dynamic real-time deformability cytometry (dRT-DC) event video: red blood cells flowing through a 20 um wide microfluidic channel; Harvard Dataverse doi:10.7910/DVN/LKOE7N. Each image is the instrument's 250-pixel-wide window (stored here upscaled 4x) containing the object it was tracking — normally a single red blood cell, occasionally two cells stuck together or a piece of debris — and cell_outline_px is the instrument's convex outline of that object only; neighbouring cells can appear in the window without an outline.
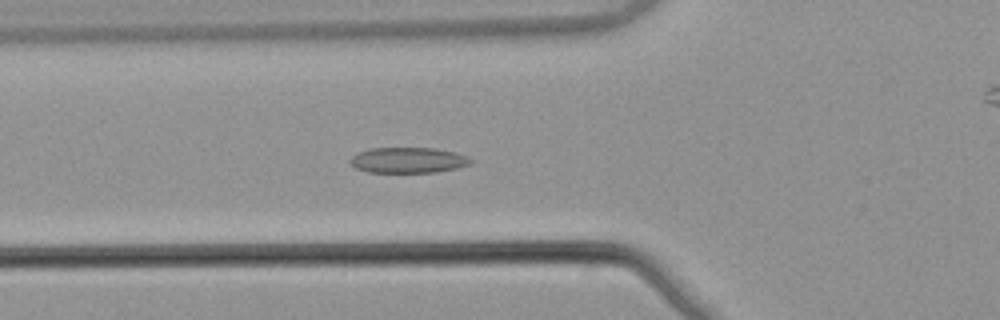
{"species": "common noctule bat (a hibernating species)", "species_latin": "Nyctalus noctula", "temperature_condition": "warm", "stored_images_in_passage": 37, "camera_frame_rate_fps": 3000, "um_per_image_px": 0.085, "animal": {"sex": "male", "body_mass_g": 21.5, "forearm_length_mm": 52.0}, "frame": {"image": 1, "passage_image": 10, "time_ms": 3.0, "image_size_px": [1000, 320], "cell_outline_px": [[472, 164], [456, 168], [436, 172], [368, 172], [356, 168], [348, 160], [356, 152], [368, 148], [436, 148], [456, 152], [468, 156], [472, 160]], "centroid_in_image_um": [34.69, 13.6], "position_along_channel_um": 91.1, "area_um2": 18.15}}
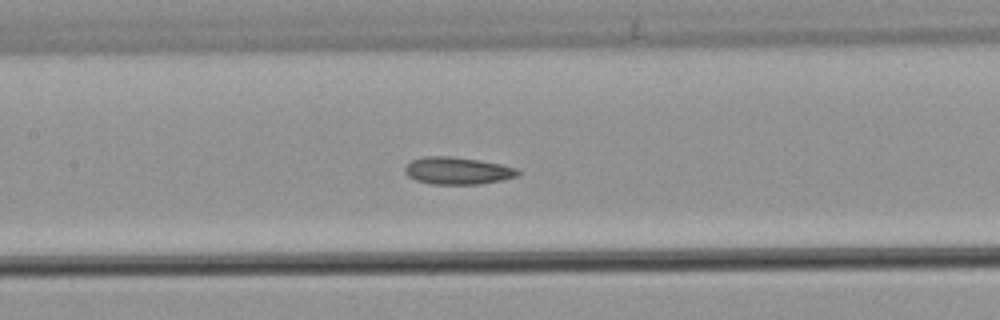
{"frame": {"image": 2, "passage_image": 16, "time_ms": 5.0, "image_size_px": [1000, 320], "cell_outline_px": [[520, 172], [516, 176], [500, 180], [480, 184], [432, 184], [416, 180], [408, 176], [404, 172], [404, 168], [412, 160], [424, 156], [448, 156], [480, 160], [500, 164], [516, 168]], "centroid_in_image_um": [38.86, 14.51], "position_along_channel_um": 168.5, "area_um2": 17.8}}
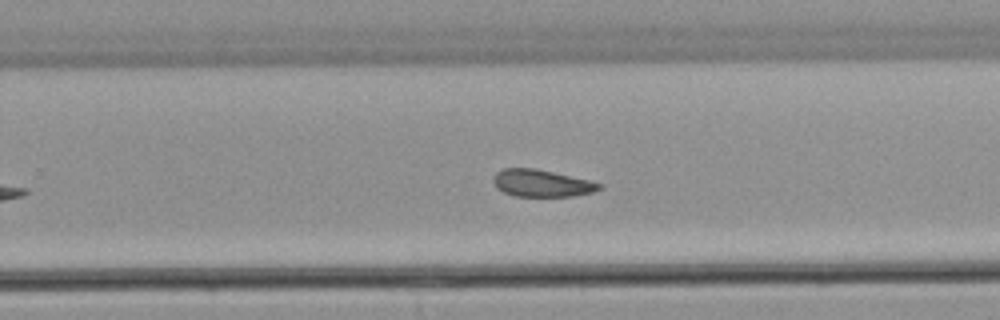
{"frame": {"image": 3, "passage_image": 25, "time_ms": 8.0, "image_size_px": [1000, 320], "cell_outline_px": [[604, 188], [592, 192], [572, 196], [516, 196], [504, 192], [496, 188], [492, 180], [492, 176], [500, 168], [536, 168], [588, 180], [604, 184]], "centroid_in_image_um": [46.02, 15.56], "position_along_channel_um": 283.8, "area_um2": 16.88}, "authors_computed_cell_mechanics": {"area_um2": 17.3978, "velocity_mm_per_s": 3.8557, "shape_relaxation_time_tau1_ms": null, "shape_relaxation_time_tau2_ms": 5.8515, "deformation_change_tau1": null, "deformation_change_tau2": 0.1143}}